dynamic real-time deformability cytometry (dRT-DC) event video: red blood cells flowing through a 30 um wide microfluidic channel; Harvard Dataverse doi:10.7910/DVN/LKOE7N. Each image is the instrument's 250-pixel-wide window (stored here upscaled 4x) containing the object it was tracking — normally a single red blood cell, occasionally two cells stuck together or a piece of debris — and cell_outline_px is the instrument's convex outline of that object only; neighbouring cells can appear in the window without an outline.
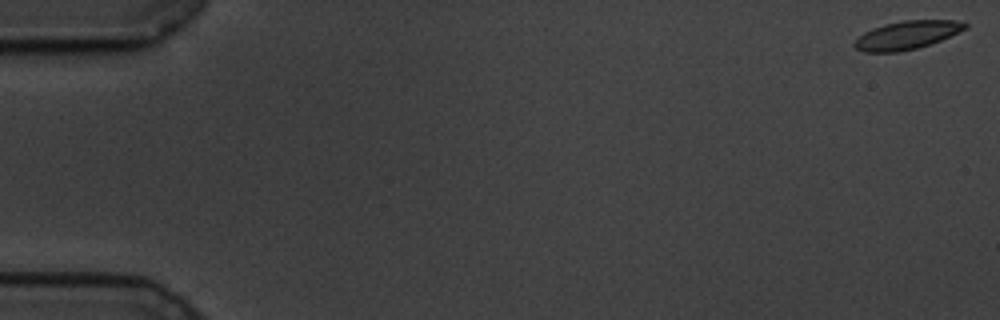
{"species": "common noctule bat (a hibernating species)", "species_latin": "Nyctalus noctula", "temperature_condition": "cold", "stored_images_in_passage": 59, "camera_frame_rate_fps": 3000, "um_per_image_px": 0.085, "animal": {"sex": "male", "body_mass_g": 19.5, "forearm_length_mm": 54.6}, "frame": {"image": 1, "passage_image": 1, "time_ms": 0.0, "image_size_px": [1000, 320], "cell_outline_px": [[968, 28], [940, 40], [916, 48], [900, 52], [864, 52], [856, 48], [852, 44], [864, 32], [872, 28], [884, 24], [904, 20], [956, 20], [968, 24]], "centroid_in_image_um": [77.08, 2.98], "position_along_channel_um": 7.9, "area_um2": 18.15}}
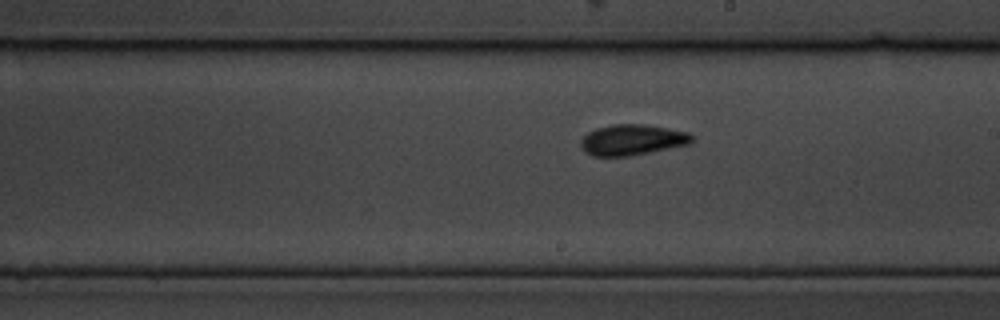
{"frame": {"image": 2, "passage_image": 34, "time_ms": 11.0, "image_size_px": [1000, 320], "cell_outline_px": [[692, 144], [628, 156], [592, 156], [584, 152], [580, 144], [580, 140], [588, 132], [596, 128], [612, 124], [644, 124], [668, 128], [688, 132], [692, 136]], "centroid_in_image_um": [53.72, 11.88], "position_along_channel_um": 235.3, "area_um2": 20.0}}
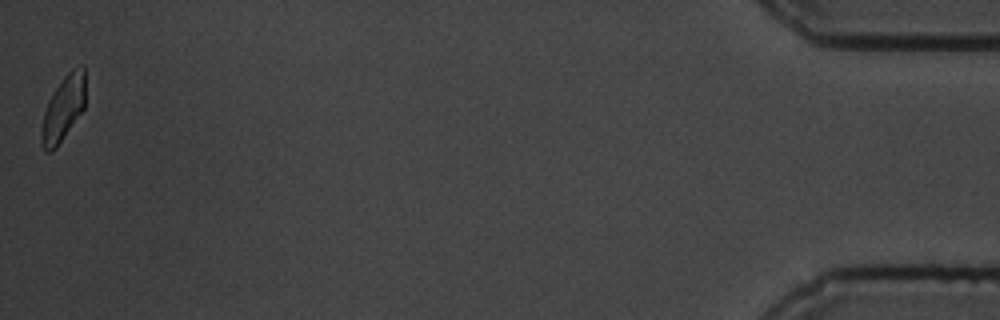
{"frame": {"image": 3, "passage_image": 59, "time_ms": 19.333, "image_size_px": [1000, 320], "cell_outline_px": [[84, 108], [56, 148], [52, 152], [44, 152], [40, 140], [40, 132], [44, 112], [48, 100], [52, 92], [60, 80], [72, 68], [80, 64], [84, 64]], "centroid_in_image_um": [5.35, 9.21], "position_along_channel_um": 429.9, "area_um2": 16.82}, "authors_computed_cell_mechanics": {"area_um2": 18.6694, "velocity_mm_per_s": 3.4175, "shape_relaxation_time_tau1_ms": 4.2039, "shape_relaxation_time_tau2_ms": 1.6332, "deformation_change_tau1": 0.1074, "deformation_change_tau2": 0.0838}}